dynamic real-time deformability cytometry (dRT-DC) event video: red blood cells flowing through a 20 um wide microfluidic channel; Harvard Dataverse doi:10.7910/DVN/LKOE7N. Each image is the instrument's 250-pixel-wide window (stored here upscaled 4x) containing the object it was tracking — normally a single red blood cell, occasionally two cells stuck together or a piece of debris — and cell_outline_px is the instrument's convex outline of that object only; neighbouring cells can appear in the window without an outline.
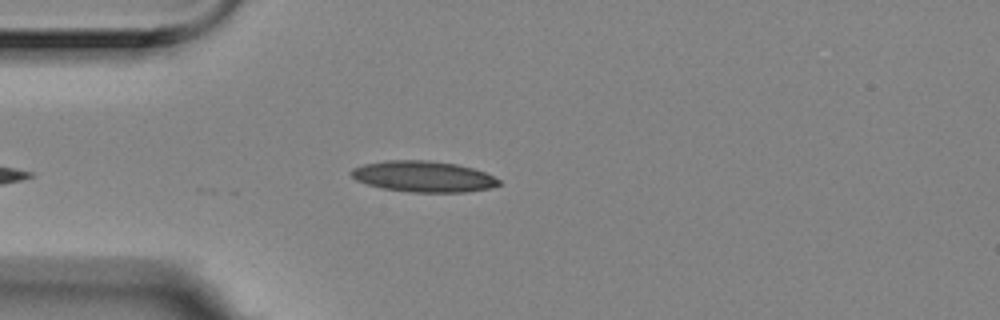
{"species": "Egyptian fruit bat (a non-hibernating species)", "species_latin": "Rousettus aegyptiacus", "temperature_condition": "room temperature", "stored_images_in_passage": 7, "camera_frame_rate_fps": 3000, "um_per_image_px": 0.085, "animal": {"sex": "female"}, "frame": {"image": 1, "passage_image": 5, "time_ms": 1.333, "image_size_px": [1000, 320], "cell_outline_px": [[500, 184], [488, 188], [464, 192], [408, 192], [384, 188], [368, 184], [356, 180], [348, 172], [352, 168], [364, 164], [388, 160], [428, 160], [456, 164], [472, 168], [484, 172], [500, 180]], "centroid_in_image_um": [35.95, 15.0], "position_along_channel_um": 49.0, "area_um2": 26.47}}